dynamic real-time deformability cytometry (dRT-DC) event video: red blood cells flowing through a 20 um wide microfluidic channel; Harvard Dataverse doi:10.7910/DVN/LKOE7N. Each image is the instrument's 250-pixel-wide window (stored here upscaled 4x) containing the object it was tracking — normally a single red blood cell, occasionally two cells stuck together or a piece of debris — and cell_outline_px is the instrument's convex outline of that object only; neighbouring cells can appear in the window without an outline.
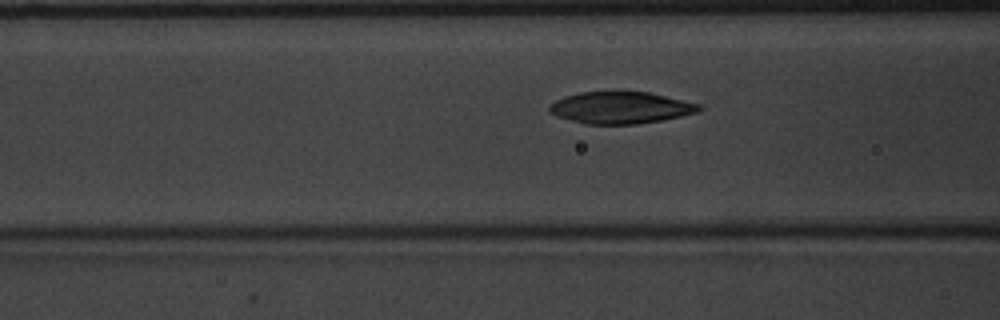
{"species": "common noctule bat (a hibernating species)", "species_latin": "Nyctalus noctula", "temperature_condition": "warm", "stored_images_in_passage": 53, "camera_frame_rate_fps": 3000, "um_per_image_px": 0.085, "animal": {"sex": "male", "body_mass_g": 20.1, "forearm_length_mm": 53.5}, "frame": {"image": 1, "passage_image": 22, "time_ms": 7.0, "image_size_px": [1000, 320], "cell_outline_px": [[704, 108], [700, 112], [660, 120], [636, 124], [584, 124], [556, 116], [548, 108], [548, 104], [564, 96], [580, 92], [620, 88], [648, 92], [700, 104]], "centroid_in_image_um": [52.73, 9.1], "position_along_channel_um": 113.9, "area_um2": 28.67}}
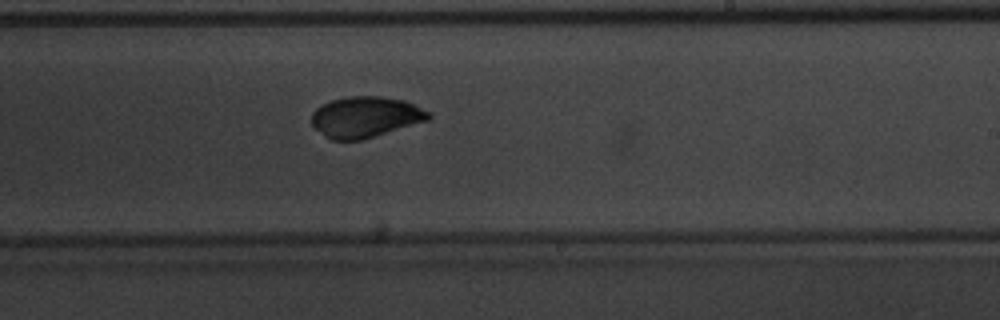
{"frame": {"image": 2, "passage_image": 33, "time_ms": 10.667, "image_size_px": [1000, 320], "cell_outline_px": [[432, 116], [428, 120], [360, 140], [332, 140], [316, 128], [312, 124], [312, 112], [316, 108], [332, 100], [344, 96], [380, 96], [404, 100], [432, 112]], "centroid_in_image_um": [31.09, 9.92], "position_along_channel_um": 257.9, "area_um2": 27.63}}
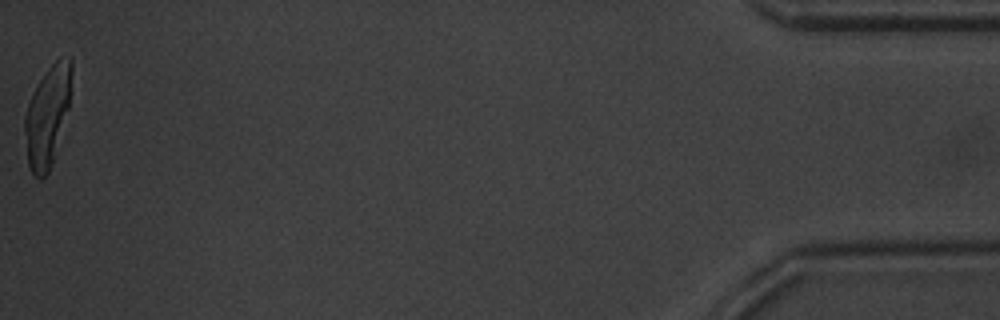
{"frame": {"image": 3, "passage_image": 53, "time_ms": 17.333, "image_size_px": [1000, 320], "cell_outline_px": [[72, 72], [68, 108], [52, 164], [48, 172], [40, 180], [32, 172], [28, 164], [24, 132], [24, 120], [28, 104], [40, 80], [48, 68], [60, 56], [72, 56]], "centroid_in_image_um": [4.04, 9.83], "position_along_channel_um": 431.2, "area_um2": 26.93}, "authors_computed_cell_mechanics": {"area_um2": 27.3394, "velocity_mm_per_s": 3.9273, "shape_relaxation_time_tau1_ms": 5.5346, "shape_relaxation_time_tau2_ms": 1.8648, "deformation_change_tau1": 0.2661, "deformation_change_tau2": 0.0399}}